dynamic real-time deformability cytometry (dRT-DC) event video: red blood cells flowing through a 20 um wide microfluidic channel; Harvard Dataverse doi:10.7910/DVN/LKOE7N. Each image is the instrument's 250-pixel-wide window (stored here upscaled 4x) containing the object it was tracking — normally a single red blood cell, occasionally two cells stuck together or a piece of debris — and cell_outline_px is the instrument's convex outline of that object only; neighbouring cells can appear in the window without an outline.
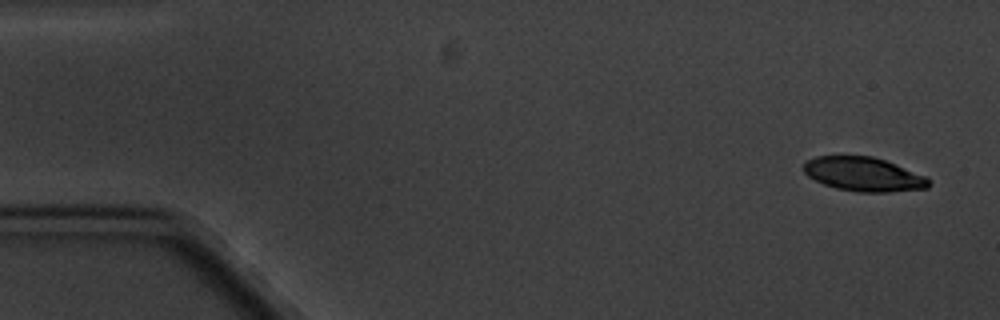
{"species": "common noctule bat (a hibernating species)", "species_latin": "Nyctalus noctula", "temperature_condition": "cold", "stored_images_in_passage": 6, "segment_of_instrument_passage": [1, 2], "camera_frame_rate_fps": 3000, "um_per_image_px": 0.085, "animal": {"sex": "male", "body_mass_g": 20.1, "forearm_length_mm": 53.5}, "frame": {"image": 1, "passage_image": 1, "time_ms": 0.0, "image_size_px": [1000, 320], "cell_outline_px": [[928, 188], [888, 192], [860, 192], [836, 188], [824, 184], [808, 176], [804, 172], [804, 164], [808, 160], [816, 156], [872, 156], [884, 160], [928, 176]], "centroid_in_image_um": [73.42, 14.81], "position_along_channel_um": 11.6, "area_um2": 24.62}}